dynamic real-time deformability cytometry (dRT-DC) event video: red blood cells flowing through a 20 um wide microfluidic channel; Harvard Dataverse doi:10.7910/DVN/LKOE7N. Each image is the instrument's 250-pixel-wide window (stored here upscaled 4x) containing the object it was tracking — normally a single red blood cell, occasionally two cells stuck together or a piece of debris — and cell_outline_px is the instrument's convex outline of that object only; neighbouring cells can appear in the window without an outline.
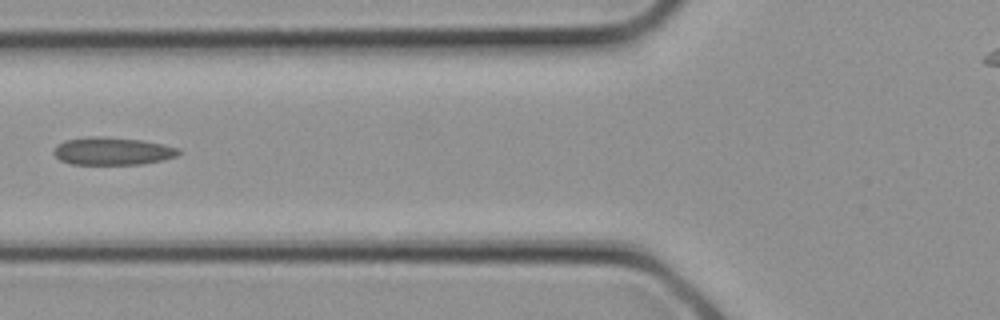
{"species": "common noctule bat (a hibernating species)", "species_latin": "Nyctalus noctula", "temperature_condition": "cold", "stored_images_in_passage": 11, "camera_frame_rate_fps": 3000, "um_per_image_px": 0.085, "animal": {"sex": "female", "body_mass_g": 21.9}, "frame": {"image": 1, "passage_image": 10, "time_ms": 3.0, "image_size_px": [1000, 320], "cell_outline_px": [[184, 152], [176, 156], [164, 160], [140, 164], [72, 164], [60, 160], [52, 152], [56, 144], [64, 140], [88, 136], [104, 136], [140, 140], [180, 148]], "centroid_in_image_um": [9.55, 12.84], "position_along_channel_um": 116.3, "area_um2": 20.35}}